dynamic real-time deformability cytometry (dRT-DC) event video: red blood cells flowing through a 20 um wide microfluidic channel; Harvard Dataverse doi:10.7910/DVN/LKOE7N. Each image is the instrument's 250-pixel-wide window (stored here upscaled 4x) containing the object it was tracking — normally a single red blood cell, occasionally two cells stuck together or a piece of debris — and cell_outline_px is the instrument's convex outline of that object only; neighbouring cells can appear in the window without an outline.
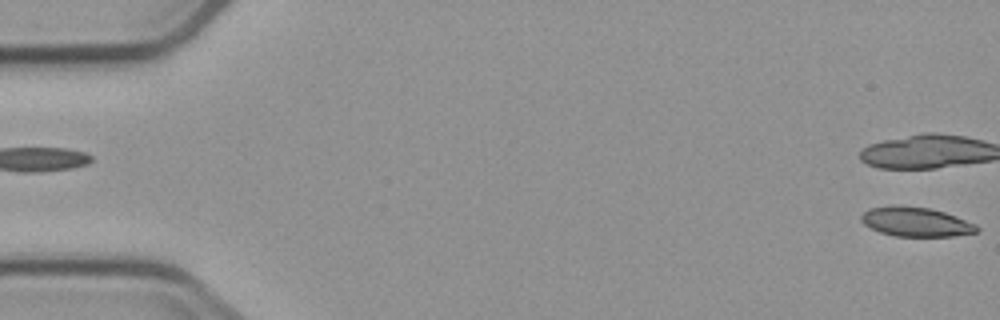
{"species": "common noctule bat (a hibernating species)", "species_latin": "Nyctalus noctula", "temperature_condition": "cold", "stored_images_in_passage": 9, "camera_frame_rate_fps": 3000, "um_per_image_px": 0.085, "animal": {"sex": "male", "body_mass_g": 23.1, "forearm_length_mm": 52.7}, "frame": {"image": 1, "passage_image": 1, "time_ms": 0.0, "image_size_px": [1000, 320], "cell_outline_px": [[980, 232], [952, 236], [896, 236], [880, 232], [864, 224], [860, 220], [860, 216], [868, 208], [928, 208], [944, 212], [956, 216], [976, 224], [980, 228]], "centroid_in_image_um": [77.92, 18.9], "position_along_channel_um": 7.1, "area_um2": 19.07}}
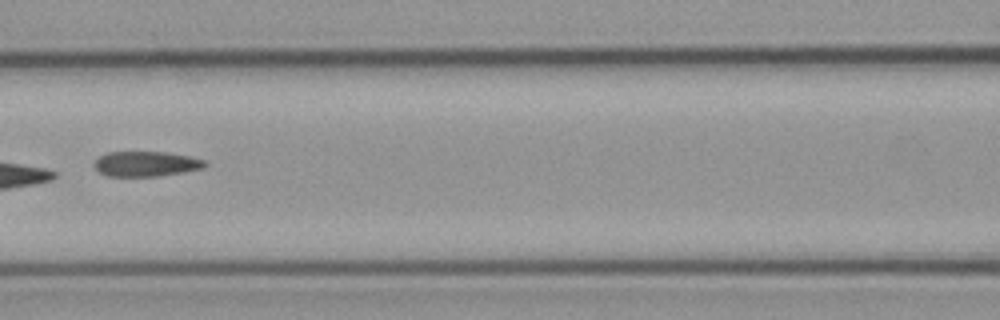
{"frame": {"image": 2, "passage_image": 8, "time_ms": 8.333, "image_size_px": [1000, 320], "cell_outline_px": [[208, 164], [204, 168], [184, 172], [160, 176], [108, 176], [100, 172], [92, 164], [100, 156], [108, 152], [164, 152], [188, 156], [204, 160]], "centroid_in_image_um": [12.42, 13.93], "position_along_channel_um": 154.2, "area_um2": 16.13}}
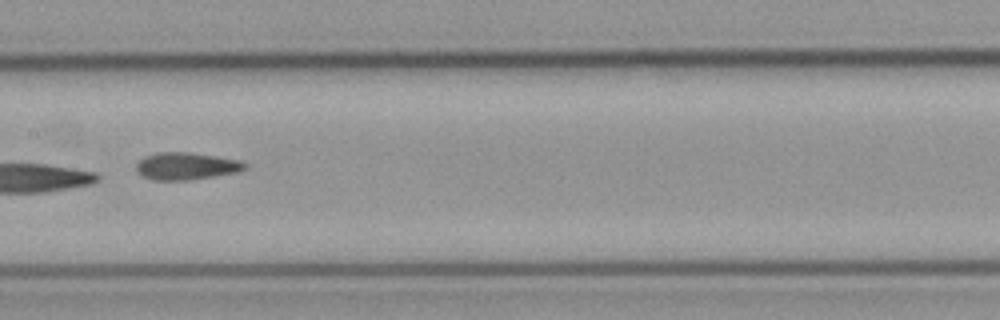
{"frame": {"image": 3, "passage_image": 9, "time_ms": 9.333, "image_size_px": [1000, 320], "cell_outline_px": [[248, 168], [236, 172], [188, 180], [152, 180], [136, 172], [136, 164], [144, 156], [156, 152], [188, 152], [240, 160], [248, 164]], "centroid_in_image_um": [15.81, 14.11], "position_along_channel_um": 191.6, "area_um2": 17.22}}